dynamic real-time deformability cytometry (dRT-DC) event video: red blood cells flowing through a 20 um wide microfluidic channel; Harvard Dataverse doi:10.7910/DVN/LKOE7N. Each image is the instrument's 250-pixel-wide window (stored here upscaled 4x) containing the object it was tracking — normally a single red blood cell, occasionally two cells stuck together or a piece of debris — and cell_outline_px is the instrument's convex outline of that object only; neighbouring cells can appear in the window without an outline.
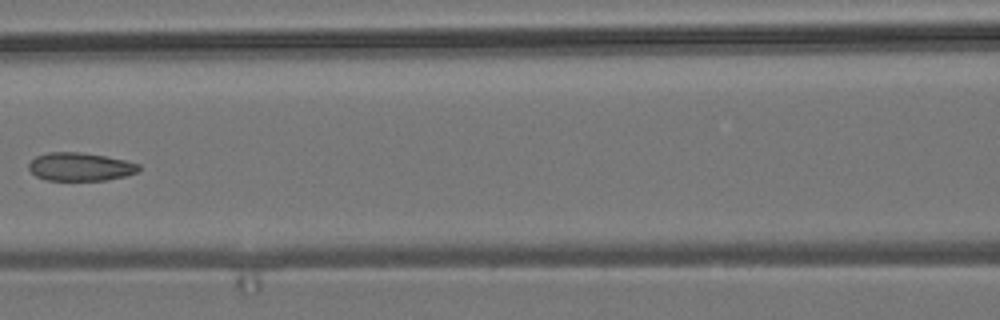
{"species": "common noctule bat (a hibernating species)", "species_latin": "Nyctalus noctula", "temperature_condition": "room temperature", "stored_images_in_passage": 7, "camera_frame_rate_fps": 3000, "um_per_image_px": 0.085, "animal": {"sex": "male", "body_mass_g": 19.2, "forearm_length_mm": 51.8}, "frame": {"image": 1, "passage_image": 6, "time_ms": 1.667, "image_size_px": [1000, 320], "cell_outline_px": [[140, 168], [136, 172], [124, 176], [104, 180], [48, 180], [36, 176], [28, 168], [28, 164], [36, 156], [48, 152], [80, 152], [104, 156], [124, 160], [140, 164]], "centroid_in_image_um": [6.79, 14.17], "position_along_channel_um": 159.8, "area_um2": 17.92}}
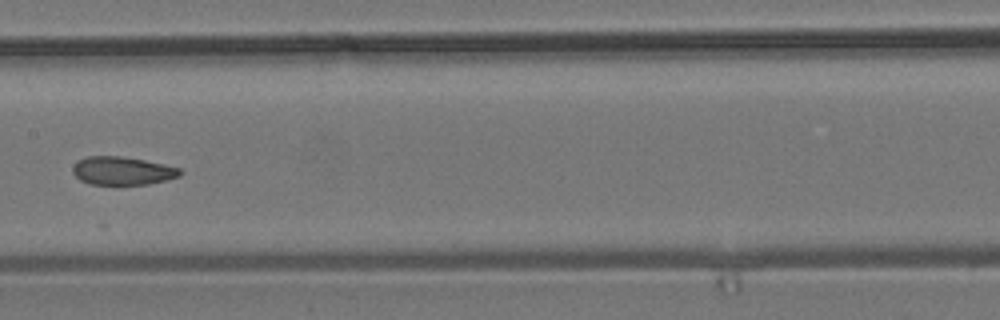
{"frame": {"image": 2, "passage_image": 7, "time_ms": 2.0, "image_size_px": [1000, 320], "cell_outline_px": [[184, 172], [180, 176], [148, 184], [88, 184], [80, 180], [72, 172], [72, 168], [80, 160], [88, 156], [120, 156], [144, 160], [164, 164], [180, 168]], "centroid_in_image_um": [10.42, 14.52], "position_along_channel_um": 197.0, "area_um2": 17.51}}